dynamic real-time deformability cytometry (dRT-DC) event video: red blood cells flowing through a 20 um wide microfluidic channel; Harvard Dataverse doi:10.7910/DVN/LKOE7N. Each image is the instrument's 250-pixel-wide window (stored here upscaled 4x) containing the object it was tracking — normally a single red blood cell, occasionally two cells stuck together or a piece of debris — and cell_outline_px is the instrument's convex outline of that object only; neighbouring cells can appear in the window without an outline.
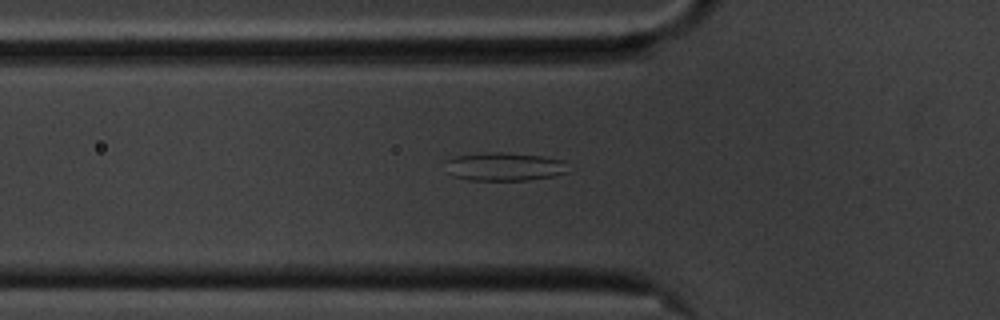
{"species": "common noctule bat (a hibernating species)", "species_latin": "Nyctalus noctula", "temperature_condition": "cold", "stored_images_in_passage": 57, "camera_frame_rate_fps": 3000, "um_per_image_px": 0.085, "animal": {"sex": "male", "body_mass_g": 20.1, "forearm_length_mm": 53.5}, "frame": {"image": 1, "passage_image": 19, "time_ms": 6.0, "image_size_px": [1000, 320], "cell_outline_px": [[568, 172], [552, 176], [528, 180], [468, 180], [452, 176], [448, 172], [444, 160], [456, 156], [488, 152], [500, 152], [544, 156], [564, 160]], "centroid_in_image_um": [42.84, 14.16], "position_along_channel_um": 83.0, "area_um2": 20.35}}
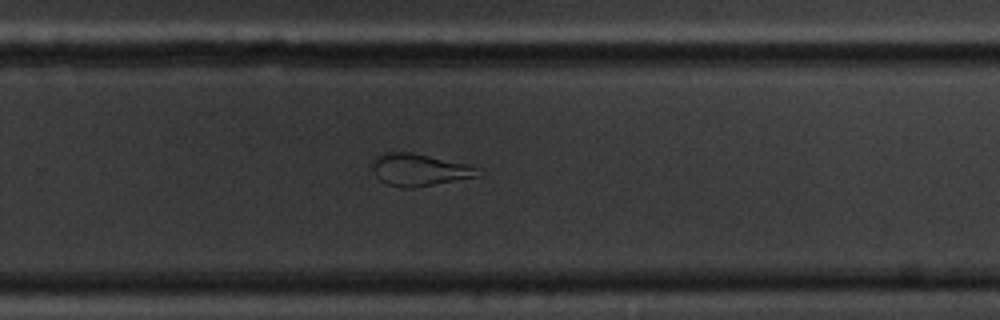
{"frame": {"image": 2, "passage_image": 37, "time_ms": 12.0, "image_size_px": [1000, 320], "cell_outline_px": [[484, 172], [476, 176], [412, 188], [404, 188], [388, 184], [380, 180], [376, 176], [372, 168], [372, 160], [376, 156], [384, 152], [412, 152], [472, 164]], "centroid_in_image_um": [35.65, 14.41], "position_along_channel_um": 294.1, "area_um2": 19.94}}
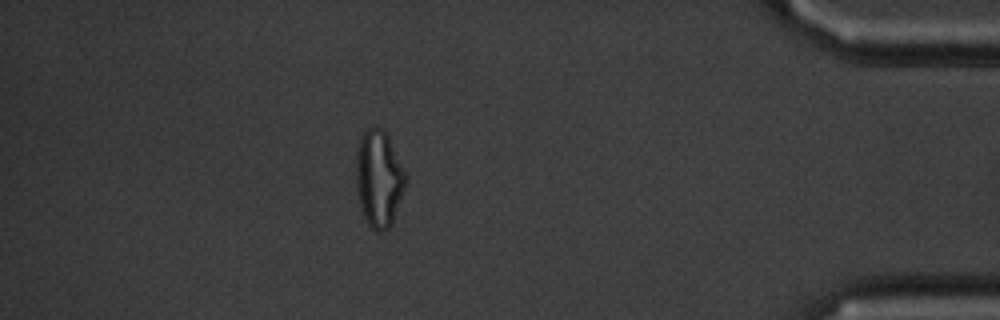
{"frame": {"image": 3, "passage_image": 50, "time_ms": 16.333, "image_size_px": [1000, 320], "cell_outline_px": [[408, 180], [392, 224], [384, 232], [376, 232], [368, 224], [360, 208], [356, 192], [356, 148], [364, 132], [368, 128], [376, 124], [388, 136], [408, 176]], "centroid_in_image_um": [32.21, 15.2], "position_along_channel_um": 403.0, "area_um2": 28.44}, "authors_computed_cell_mechanics": {"area_um2": 24.1604, "velocity_mm_per_s": 3.5169, "shape_relaxation_time_tau1_ms": null, "shape_relaxation_time_tau2_ms": 2.4404, "deformation_change_tau1": null, "deformation_change_tau2": 0.1158}}